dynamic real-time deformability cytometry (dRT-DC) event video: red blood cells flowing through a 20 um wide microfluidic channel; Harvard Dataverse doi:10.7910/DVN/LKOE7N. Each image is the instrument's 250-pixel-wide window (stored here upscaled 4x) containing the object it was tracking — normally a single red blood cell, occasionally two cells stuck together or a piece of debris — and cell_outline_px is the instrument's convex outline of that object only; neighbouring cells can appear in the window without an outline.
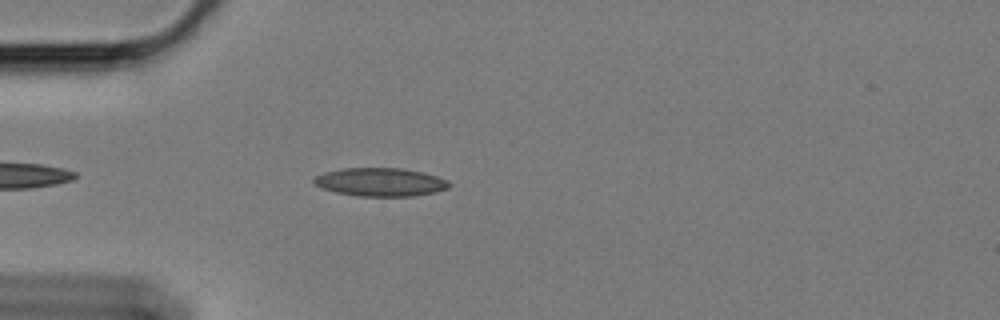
{"species": "Egyptian fruit bat (a non-hibernating species)", "species_latin": "Rousettus aegyptiacus", "temperature_condition": "cold", "stored_images_in_passage": 24, "camera_frame_rate_fps": 3000, "um_per_image_px": 0.085, "animal": {"sex": "female"}, "frame": {"image": 1, "passage_image": 5, "time_ms": 1.333, "image_size_px": [1000, 320], "cell_outline_px": [[452, 184], [448, 188], [432, 192], [412, 196], [356, 196], [336, 192], [324, 188], [316, 184], [312, 180], [316, 176], [324, 172], [344, 168], [404, 168], [424, 172], [436, 176]], "centroid_in_image_um": [32.33, 15.47], "position_along_channel_um": 52.7, "area_um2": 22.14}}
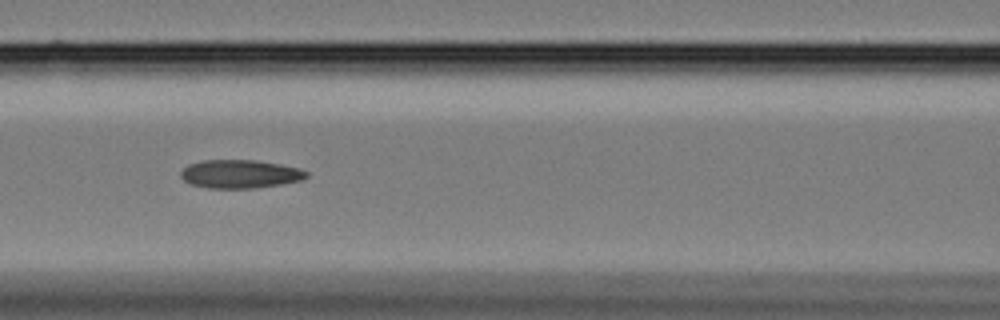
{"frame": {"image": 2, "passage_image": 14, "time_ms": 4.333, "image_size_px": [1000, 320], "cell_outline_px": [[308, 176], [300, 180], [280, 184], [256, 188], [208, 188], [192, 184], [184, 180], [180, 176], [180, 172], [188, 164], [204, 160], [256, 160], [300, 168], [308, 172]], "centroid_in_image_um": [20.39, 14.78], "position_along_channel_um": 146.2, "area_um2": 20.69}}
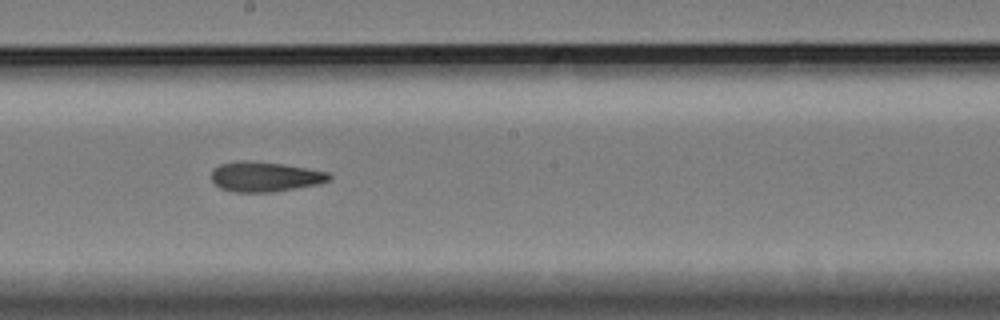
{"frame": {"image": 3, "passage_image": 21, "time_ms": 6.667, "image_size_px": [1000, 320], "cell_outline_px": [[332, 176], [328, 180], [320, 184], [272, 192], [232, 192], [220, 188], [212, 180], [212, 172], [220, 164], [244, 160], [284, 164], [328, 172]], "centroid_in_image_um": [22.53, 15.03], "position_along_channel_um": 225.7, "area_um2": 20.4}}